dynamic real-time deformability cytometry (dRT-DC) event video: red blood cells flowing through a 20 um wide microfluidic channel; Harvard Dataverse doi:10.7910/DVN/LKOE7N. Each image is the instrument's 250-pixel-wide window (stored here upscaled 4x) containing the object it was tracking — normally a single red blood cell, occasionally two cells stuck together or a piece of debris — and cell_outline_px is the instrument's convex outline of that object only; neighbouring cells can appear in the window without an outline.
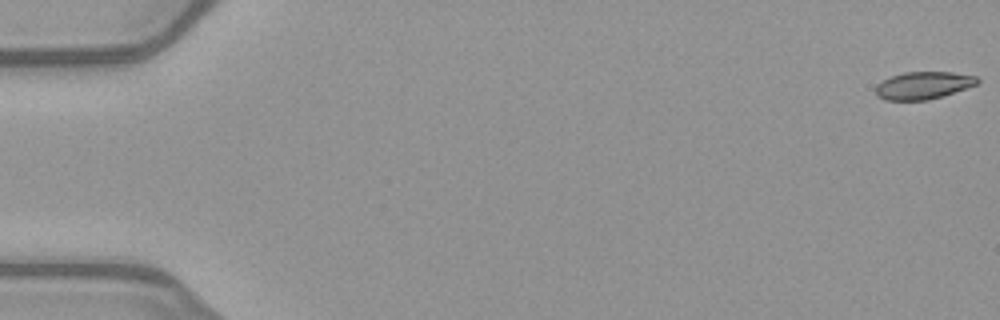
{"species": "common noctule bat (a hibernating species)", "species_latin": "Nyctalus noctula", "temperature_condition": "warm", "stored_images_in_passage": 52, "camera_frame_rate_fps": 3000, "um_per_image_px": 0.085, "animal": {"sex": "female", "body_mass_g": 21.9}, "frame": {"image": 1, "passage_image": 1, "time_ms": 0.0, "image_size_px": [1000, 320], "cell_outline_px": [[980, 80], [976, 84], [944, 96], [928, 100], [884, 100], [876, 96], [876, 84], [892, 76], [904, 72], [952, 72], [976, 76]], "centroid_in_image_um": [78.46, 7.26], "position_along_channel_um": 6.5, "area_um2": 16.24}}
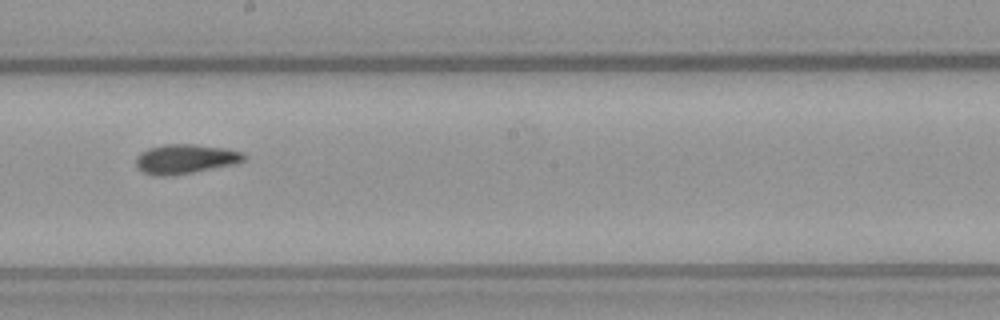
{"frame": {"image": 2, "passage_image": 30, "time_ms": 9.667, "image_size_px": [1000, 320], "cell_outline_px": [[248, 156], [244, 160], [236, 164], [192, 172], [164, 176], [152, 176], [144, 172], [136, 164], [136, 156], [140, 152], [148, 148], [164, 144], [196, 144], [224, 148], [244, 152]], "centroid_in_image_um": [15.77, 13.5], "position_along_channel_um": 232.4, "area_um2": 18.61}}
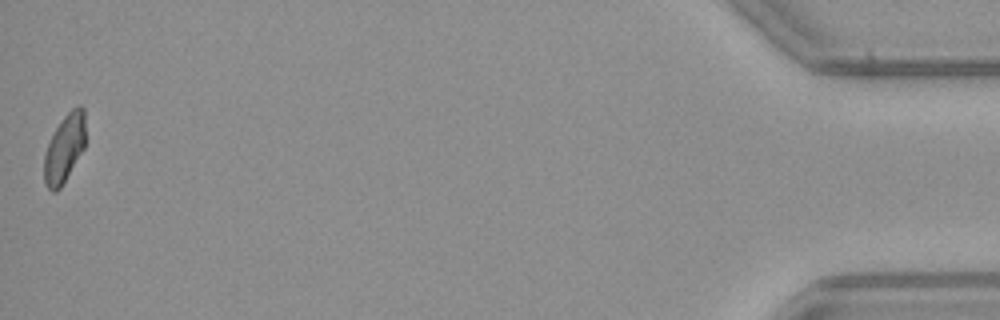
{"frame": {"image": 3, "passage_image": 52, "time_ms": 17.0, "image_size_px": [1000, 320], "cell_outline_px": [[84, 148], [60, 188], [56, 192], [52, 192], [44, 184], [44, 156], [48, 144], [56, 128], [64, 116], [72, 108], [80, 104], [84, 108]], "centroid_in_image_um": [5.47, 12.62], "position_along_channel_um": 429.7, "area_um2": 16.13}, "authors_computed_cell_mechanics": {"area_um2": 17.629, "velocity_mm_per_s": 4.0248, "shape_relaxation_time_tau1_ms": null, "shape_relaxation_time_tau2_ms": 2.5862, "deformation_change_tau1": null, "deformation_change_tau2": 0.0591}}